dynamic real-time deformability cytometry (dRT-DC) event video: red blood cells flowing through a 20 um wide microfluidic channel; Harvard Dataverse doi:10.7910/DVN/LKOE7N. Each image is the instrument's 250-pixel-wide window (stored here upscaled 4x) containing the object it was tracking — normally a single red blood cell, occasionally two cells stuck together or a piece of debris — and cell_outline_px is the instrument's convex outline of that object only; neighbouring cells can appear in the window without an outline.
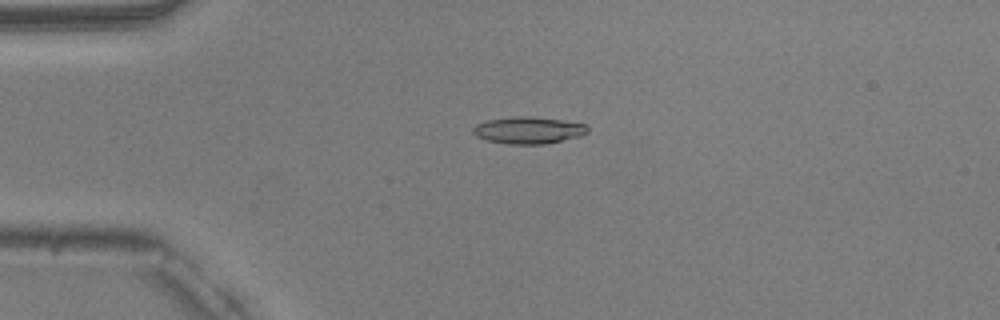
{"species": "common noctule bat (a hibernating species)", "species_latin": "Nyctalus noctula", "temperature_condition": "warm", "stored_images_in_passage": 51, "camera_frame_rate_fps": 3000, "um_per_image_px": 0.085, "animal": {"sex": "male", "body_mass_g": 20.5, "forearm_length_mm": 52.5}, "frame": {"image": 1, "passage_image": 13, "time_ms": 4.0, "image_size_px": [1000, 320], "cell_outline_px": [[588, 132], [580, 136], [544, 144], [508, 144], [488, 140], [476, 136], [472, 132], [472, 128], [476, 124], [488, 120], [512, 116], [528, 116], [560, 120], [588, 124]], "centroid_in_image_um": [44.91, 11.06], "position_along_channel_um": 40.1, "area_um2": 17.92}}
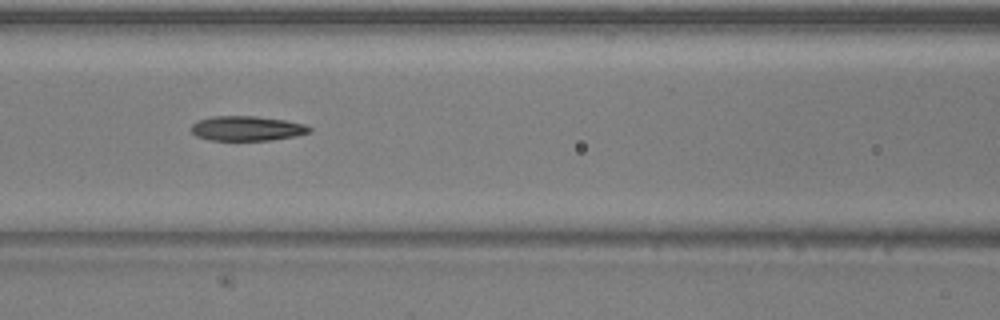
{"frame": {"image": 2, "passage_image": 23, "time_ms": 7.333, "image_size_px": [1000, 320], "cell_outline_px": [[312, 132], [296, 136], [272, 140], [212, 140], [196, 136], [192, 132], [192, 124], [196, 120], [212, 116], [256, 116], [284, 120], [304, 124], [312, 128]], "centroid_in_image_um": [21.0, 10.91], "position_along_channel_um": 145.6, "area_um2": 17.11}}
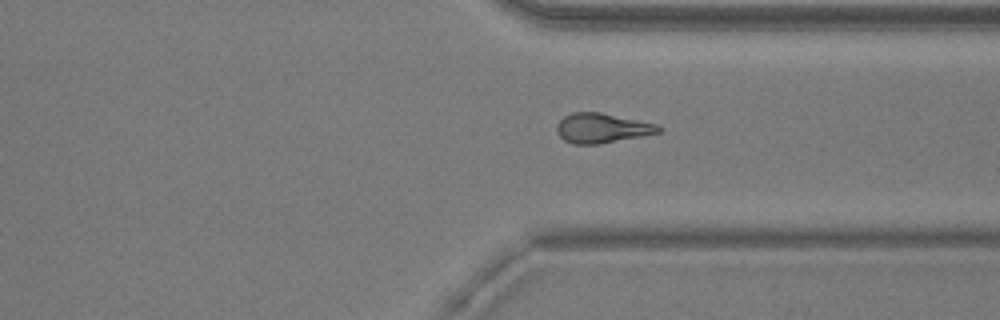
{"frame": {"image": 3, "passage_image": 39, "time_ms": 12.667, "image_size_px": [1000, 320], "cell_outline_px": [[664, 128], [660, 132], [600, 144], [572, 144], [564, 140], [556, 132], [556, 124], [564, 116], [572, 112], [600, 112], [656, 124]], "centroid_in_image_um": [51.13, 10.89], "position_along_channel_um": 360.3, "area_um2": 17.57}, "authors_computed_cell_mechanics": {"area_um2": 17.6868, "velocity_mm_per_s": 4.0309, "shape_relaxation_time_tau1_ms": null, "shape_relaxation_time_tau2_ms": 10.2922, "deformation_change_tau1": null, "deformation_change_tau2": 0.2586}}